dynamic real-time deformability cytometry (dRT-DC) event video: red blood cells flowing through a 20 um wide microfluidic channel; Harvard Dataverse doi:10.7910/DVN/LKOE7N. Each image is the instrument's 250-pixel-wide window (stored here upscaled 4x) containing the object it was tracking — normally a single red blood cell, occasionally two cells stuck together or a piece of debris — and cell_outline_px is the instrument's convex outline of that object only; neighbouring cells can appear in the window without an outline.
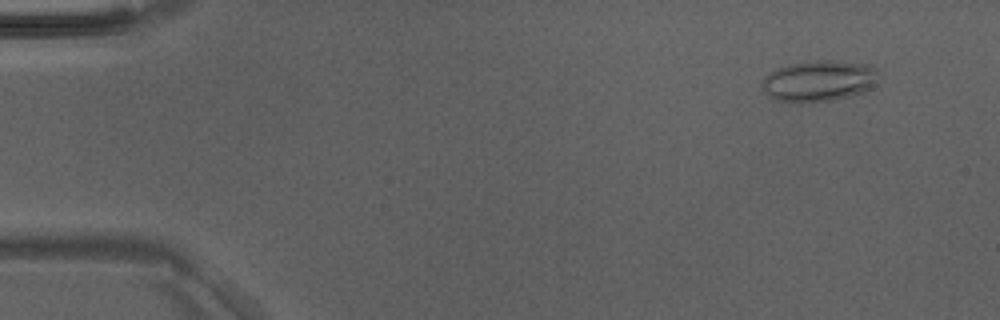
{"species": "Egyptian fruit bat (a non-hibernating species)", "species_latin": "Rousettus aegyptiacus", "temperature_condition": "room temperature", "stored_images_in_passage": 49, "camera_frame_rate_fps": 3000, "um_per_image_px": 0.085, "animal": {"sex": "male"}, "frame": {"image": 1, "passage_image": 5, "time_ms": 1.333, "image_size_px": [1000, 320], "cell_outline_px": [[876, 72], [872, 88], [864, 92], [852, 96], [832, 100], [800, 104], [776, 100], [768, 96], [760, 88], [760, 80], [776, 68], [792, 64], [816, 60], [828, 60], [868, 64], [876, 68]], "centroid_in_image_um": [69.53, 6.9], "position_along_channel_um": 15.5, "area_um2": 28.21}}
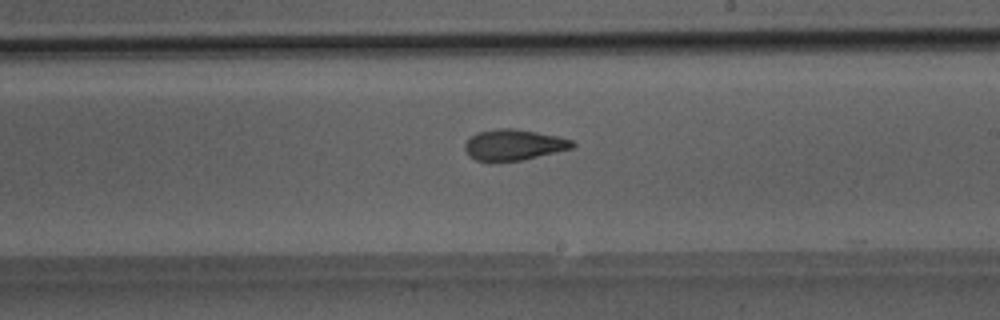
{"frame": {"image": 2, "passage_image": 29, "time_ms": 9.333, "image_size_px": [1000, 320], "cell_outline_px": [[576, 144], [572, 148], [520, 160], [476, 160], [468, 156], [464, 148], [464, 144], [476, 132], [500, 128], [512, 128], [536, 132], [556, 136], [572, 140]], "centroid_in_image_um": [43.64, 12.29], "position_along_channel_um": 245.4, "area_um2": 18.9}}
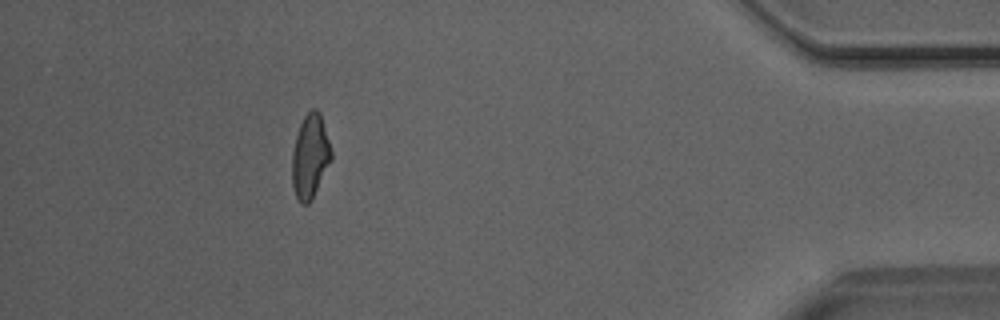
{"frame": {"image": 3, "passage_image": 44, "time_ms": 14.333, "image_size_px": [1000, 320], "cell_outline_px": [[332, 160], [312, 200], [308, 204], [300, 204], [296, 196], [292, 184], [292, 152], [296, 136], [300, 124], [304, 116], [312, 108], [316, 108], [320, 112], [332, 152]], "centroid_in_image_um": [26.36, 13.31], "position_along_channel_um": 408.8, "area_um2": 19.31}}